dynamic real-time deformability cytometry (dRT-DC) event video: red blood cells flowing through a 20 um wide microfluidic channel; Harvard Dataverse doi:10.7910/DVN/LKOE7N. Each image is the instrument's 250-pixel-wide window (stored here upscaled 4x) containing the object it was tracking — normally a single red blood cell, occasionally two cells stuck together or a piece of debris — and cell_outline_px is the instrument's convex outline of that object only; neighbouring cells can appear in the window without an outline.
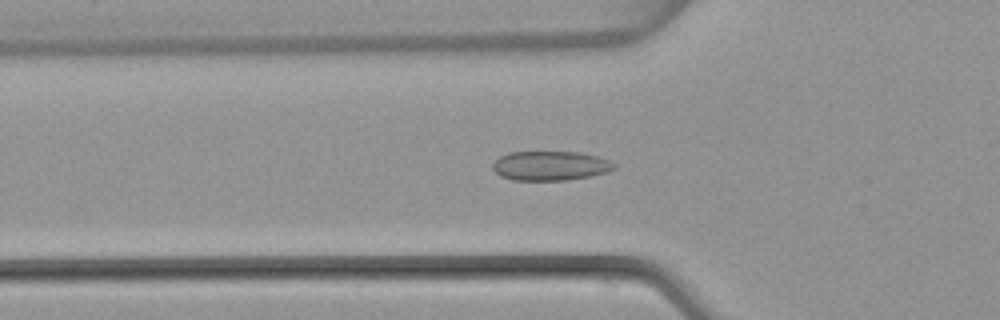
{"species": "common noctule bat (a hibernating species)", "species_latin": "Nyctalus noctula", "temperature_condition": "warm", "stored_images_in_passage": 50, "camera_frame_rate_fps": 3000, "um_per_image_px": 0.085, "animal": {"sex": "female", "body_mass_g": 22.7, "forearm_length_mm": 54.2}, "frame": {"image": 1, "passage_image": 17, "time_ms": 5.333, "image_size_px": [1000, 320], "cell_outline_px": [[616, 168], [608, 172], [588, 176], [564, 180], [512, 180], [500, 176], [492, 168], [492, 164], [500, 156], [508, 152], [580, 152], [600, 156], [616, 164]], "centroid_in_image_um": [46.78, 14.08], "position_along_channel_um": 79.0, "area_um2": 20.87}}
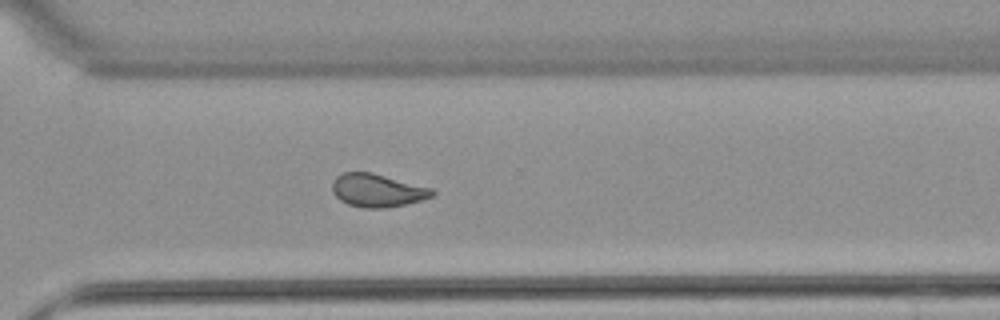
{"frame": {"image": 2, "passage_image": 36, "time_ms": 11.667, "image_size_px": [1000, 320], "cell_outline_px": [[436, 192], [432, 196], [408, 204], [384, 208], [364, 208], [348, 204], [340, 200], [332, 192], [332, 180], [336, 176], [344, 172], [372, 172], [432, 188]], "centroid_in_image_um": [32.06, 16.18], "position_along_channel_um": 338.5, "area_um2": 19.36}}
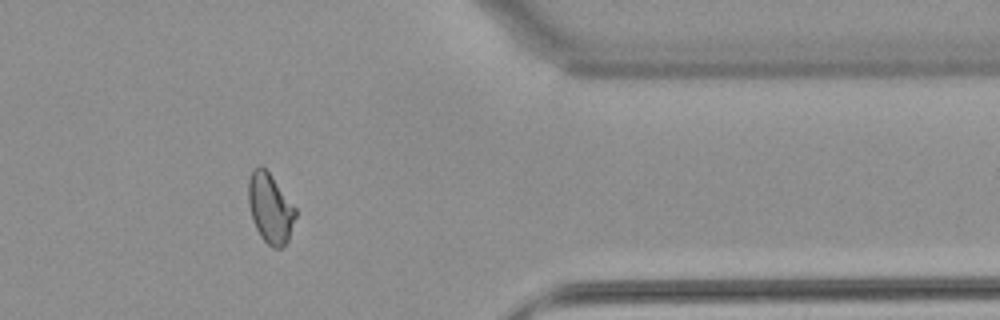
{"frame": {"image": 3, "passage_image": 41, "time_ms": 13.333, "image_size_px": [1000, 320], "cell_outline_px": [[296, 216], [288, 240], [280, 248], [272, 248], [260, 236], [252, 220], [248, 204], [248, 180], [252, 168], [260, 164], [268, 172], [296, 208]], "centroid_in_image_um": [22.94, 17.69], "position_along_channel_um": 388.5, "area_um2": 19.13}, "authors_computed_cell_mechanics": {"area_um2": 19.7098, "velocity_mm_per_s": 4.093, "shape_relaxation_time_tau1_ms": null, "shape_relaxation_time_tau2_ms": 0.9565, "deformation_change_tau1": null, "deformation_change_tau2": 0.0516}}